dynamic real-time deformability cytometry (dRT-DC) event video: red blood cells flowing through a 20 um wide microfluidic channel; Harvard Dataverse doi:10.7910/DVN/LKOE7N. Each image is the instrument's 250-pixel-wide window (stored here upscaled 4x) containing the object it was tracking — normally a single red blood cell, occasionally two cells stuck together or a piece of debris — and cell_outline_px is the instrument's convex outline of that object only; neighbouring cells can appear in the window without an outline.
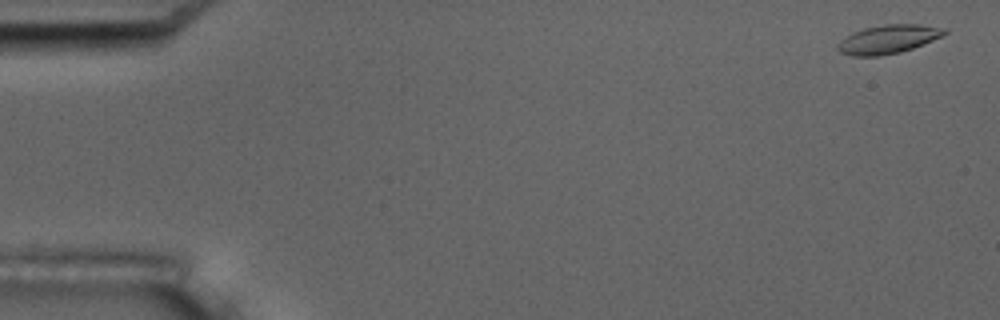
{"species": "common noctule bat (a hibernating species)", "species_latin": "Nyctalus noctula", "temperature_condition": "room temperature", "stored_images_in_passage": 6, "camera_frame_rate_fps": 3000, "um_per_image_px": 0.085, "animal": {"sex": "male", "body_mass_g": 17.5, "forearm_length_mm": 52.3}, "frame": {"image": 1, "passage_image": 1, "time_ms": 0.0, "image_size_px": [1000, 320], "cell_outline_px": [[948, 32], [932, 40], [912, 48], [900, 52], [880, 56], [852, 56], [840, 52], [836, 48], [836, 44], [840, 40], [852, 32], [864, 28], [884, 24], [916, 24], [948, 28]], "centroid_in_image_um": [75.46, 3.33], "position_along_channel_um": 9.5, "area_um2": 17.86}}
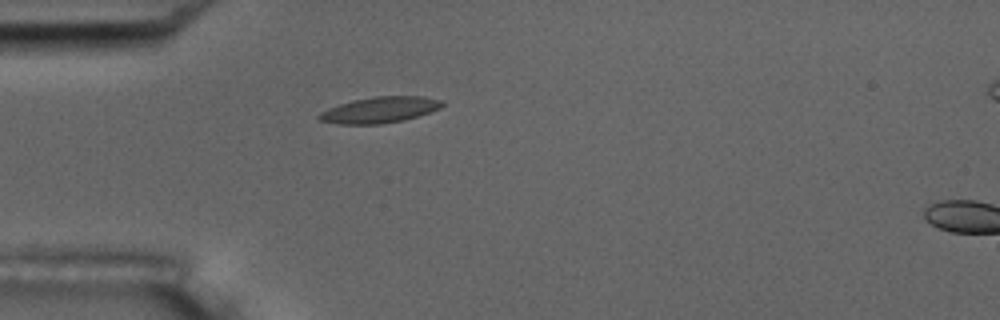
{"frame": {"image": 2, "passage_image": 5, "time_ms": 4.667, "image_size_px": [1000, 320], "cell_outline_px": [[444, 104], [440, 108], [404, 120], [380, 124], [336, 124], [316, 120], [316, 116], [320, 112], [328, 108], [352, 100], [376, 96], [424, 96], [444, 100]], "centroid_in_image_um": [32.24, 9.34], "position_along_channel_um": 52.8, "area_um2": 18.79}}